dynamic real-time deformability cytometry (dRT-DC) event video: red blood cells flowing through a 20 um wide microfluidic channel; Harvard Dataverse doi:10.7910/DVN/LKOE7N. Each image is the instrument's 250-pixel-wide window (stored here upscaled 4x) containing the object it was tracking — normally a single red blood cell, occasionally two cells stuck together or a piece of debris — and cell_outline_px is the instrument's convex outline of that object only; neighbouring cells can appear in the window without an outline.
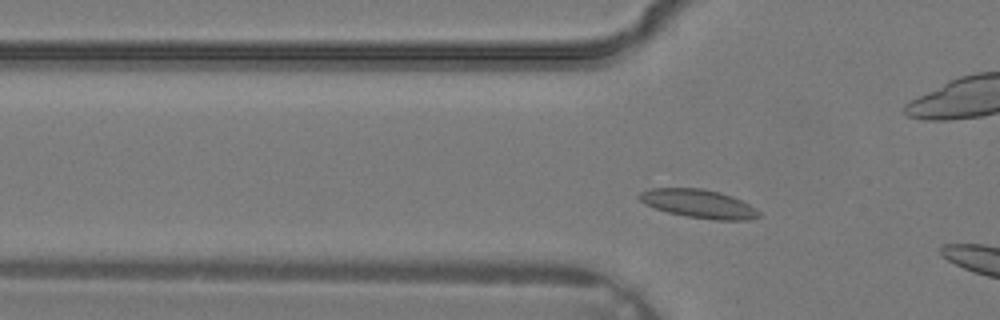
{"species": "common noctule bat (a hibernating species)", "species_latin": "Nyctalus noctula", "temperature_condition": "warm", "stored_images_in_passage": 7, "camera_frame_rate_fps": 3000, "um_per_image_px": 0.085, "animal": {"sex": "male", "body_mass_g": 19.2, "forearm_length_mm": 51.8}, "frame": {"image": 1, "passage_image": 5, "time_ms": 1.333, "image_size_px": [1000, 320], "cell_outline_px": [[760, 216], [748, 220], [716, 220], [684, 216], [668, 212], [644, 204], [636, 196], [640, 192], [648, 188], [700, 188], [720, 192], [732, 196], [756, 208], [760, 212]], "centroid_in_image_um": [59.37, 17.31], "position_along_channel_um": 66.4, "area_um2": 19.94}}